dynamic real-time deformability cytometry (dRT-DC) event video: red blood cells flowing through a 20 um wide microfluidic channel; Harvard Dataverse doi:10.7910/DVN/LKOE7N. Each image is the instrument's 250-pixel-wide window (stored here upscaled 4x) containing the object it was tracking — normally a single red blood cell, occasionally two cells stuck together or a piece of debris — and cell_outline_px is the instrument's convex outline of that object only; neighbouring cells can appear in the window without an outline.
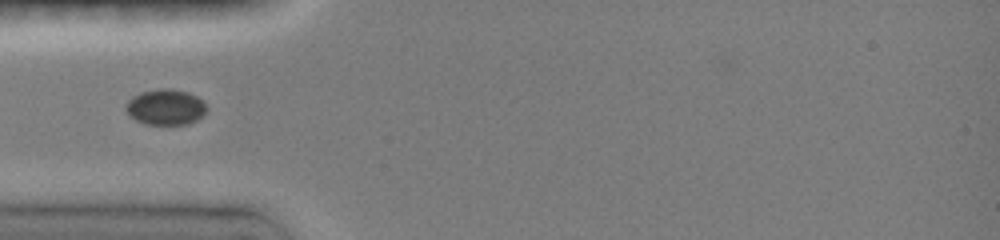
{"species": "common noctule bat (a hibernating species)", "species_latin": "Nyctalus noctula", "temperature_condition": "room temperature", "stored_images_in_passage": 3, "camera_frame_rate_fps": 3000, "um_per_image_px": 0.085, "animal": {"sex": "female", "body_mass_g": 19.0, "forearm_length_mm": 51.5}, "frame": {"image": 1, "passage_image": 2, "time_ms": 0.667, "image_size_px": [1000, 240], "cell_outline_px": [[208, 108], [196, 120], [188, 124], [144, 124], [136, 120], [124, 108], [124, 104], [132, 96], [140, 92], [160, 88], [168, 88], [188, 92], [196, 96]], "centroid_in_image_um": [14.03, 9.09], "position_along_channel_um": 71.0, "area_um2": 16.7}}